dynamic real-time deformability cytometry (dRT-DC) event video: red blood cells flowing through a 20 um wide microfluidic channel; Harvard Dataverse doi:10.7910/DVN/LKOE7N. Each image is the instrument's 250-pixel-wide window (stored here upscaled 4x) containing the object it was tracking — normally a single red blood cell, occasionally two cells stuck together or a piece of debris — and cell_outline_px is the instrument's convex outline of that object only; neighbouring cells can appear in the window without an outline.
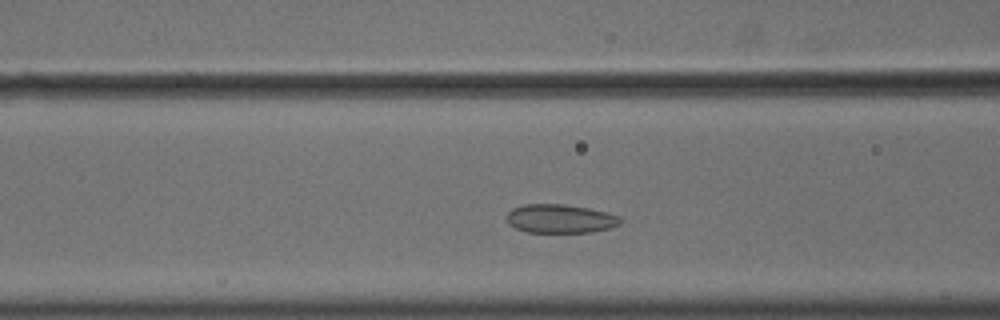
{"species": "common noctule bat (a hibernating species)", "species_latin": "Nyctalus noctula", "temperature_condition": "cold", "stored_images_in_passage": 40, "camera_frame_rate_fps": 3000, "um_per_image_px": 0.085, "animal": {"sex": "male", "body_mass_g": 18.8}, "frame": {"image": 1, "passage_image": 12, "time_ms": 3.667, "image_size_px": [1000, 320], "cell_outline_px": [[620, 224], [608, 228], [592, 232], [524, 232], [508, 224], [508, 212], [512, 208], [524, 204], [564, 204], [588, 208], [608, 212], [620, 216]], "centroid_in_image_um": [47.61, 18.58], "position_along_channel_um": 119.0, "area_um2": 19.02}}
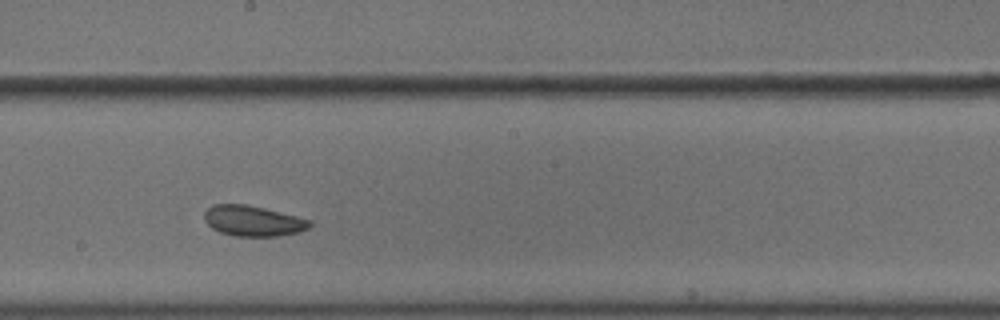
{"frame": {"image": 2, "passage_image": 21, "time_ms": 6.667, "image_size_px": [1000, 320], "cell_outline_px": [[312, 224], [308, 228], [300, 232], [280, 236], [232, 236], [220, 232], [212, 228], [204, 220], [204, 212], [212, 204], [244, 204], [264, 208], [312, 220]], "centroid_in_image_um": [21.5, 18.78], "position_along_channel_um": 226.7, "area_um2": 18.84}}
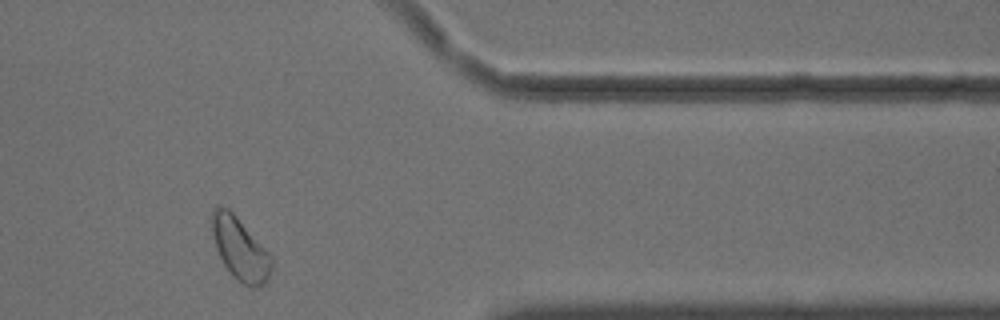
{"frame": {"image": 3, "passage_image": 36, "time_ms": 11.667, "image_size_px": [1000, 320], "cell_outline_px": [[272, 268], [268, 280], [264, 284], [252, 288], [236, 280], [232, 276], [224, 264], [216, 248], [212, 236], [212, 208], [216, 204], [228, 208], [236, 216], [272, 256]], "centroid_in_image_um": [20.4, 21.16], "position_along_channel_um": 391.0, "area_um2": 21.68}, "authors_computed_cell_mechanics": {"area_um2": 19.0451, "velocity_mm_per_s": 3.5874, "shape_relaxation_time_tau1_ms": null, "shape_relaxation_time_tau2_ms": 8.2726, "deformation_change_tau1": null, "deformation_change_tau2": 0.0917}}